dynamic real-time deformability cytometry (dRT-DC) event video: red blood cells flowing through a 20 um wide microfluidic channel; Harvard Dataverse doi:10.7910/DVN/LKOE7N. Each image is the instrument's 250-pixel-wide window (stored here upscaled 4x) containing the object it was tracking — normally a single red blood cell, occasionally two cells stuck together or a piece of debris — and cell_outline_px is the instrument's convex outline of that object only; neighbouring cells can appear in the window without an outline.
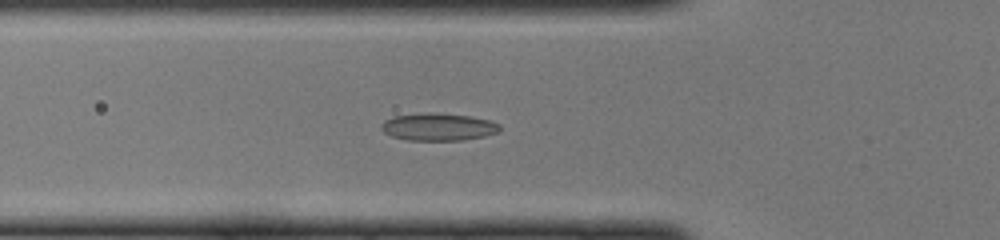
{"species": "common noctule bat (a hibernating species)", "species_latin": "Nyctalus noctula", "temperature_condition": "cold", "stored_images_in_passage": 47, "camera_frame_rate_fps": 3000, "um_per_image_px": 0.085, "animal": {"sex": "female", "body_mass_g": 22.0, "forearm_length_mm": 56.7}, "frame": {"image": 1, "passage_image": 16, "time_ms": 5.0, "image_size_px": [1000, 240], "cell_outline_px": [[500, 132], [484, 136], [464, 140], [408, 140], [392, 136], [384, 132], [380, 128], [380, 124], [384, 120], [392, 116], [424, 112], [428, 112], [472, 116], [492, 120], [500, 124]], "centroid_in_image_um": [37.26, 10.77], "position_along_channel_um": 88.5, "area_um2": 19.25}}
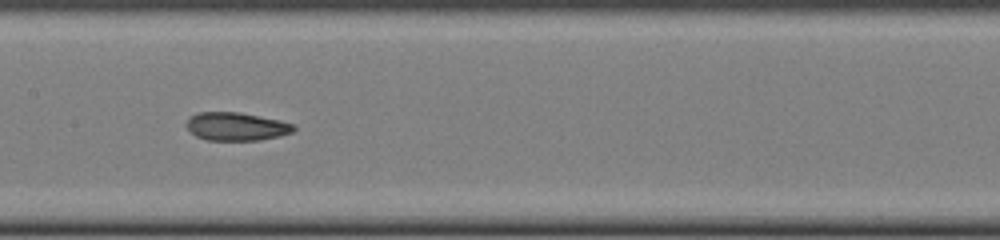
{"frame": {"image": 2, "passage_image": 23, "time_ms": 7.333, "image_size_px": [1000, 240], "cell_outline_px": [[296, 128], [292, 132], [280, 136], [260, 140], [204, 140], [196, 136], [188, 128], [188, 120], [196, 112], [240, 112], [280, 120], [296, 124]], "centroid_in_image_um": [20.14, 10.75], "position_along_channel_um": 187.3, "area_um2": 17.63}}
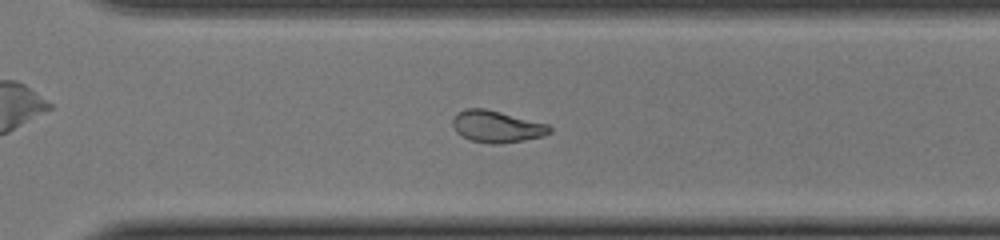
{"frame": {"image": 3, "passage_image": 33, "time_ms": 10.667, "image_size_px": [1000, 240], "cell_outline_px": [[552, 132], [544, 136], [524, 140], [500, 144], [488, 144], [472, 140], [460, 136], [456, 132], [452, 124], [452, 120], [456, 112], [468, 108], [484, 108], [548, 124], [552, 128]], "centroid_in_image_um": [42.21, 10.76], "position_along_channel_um": 328.4, "area_um2": 18.09}}